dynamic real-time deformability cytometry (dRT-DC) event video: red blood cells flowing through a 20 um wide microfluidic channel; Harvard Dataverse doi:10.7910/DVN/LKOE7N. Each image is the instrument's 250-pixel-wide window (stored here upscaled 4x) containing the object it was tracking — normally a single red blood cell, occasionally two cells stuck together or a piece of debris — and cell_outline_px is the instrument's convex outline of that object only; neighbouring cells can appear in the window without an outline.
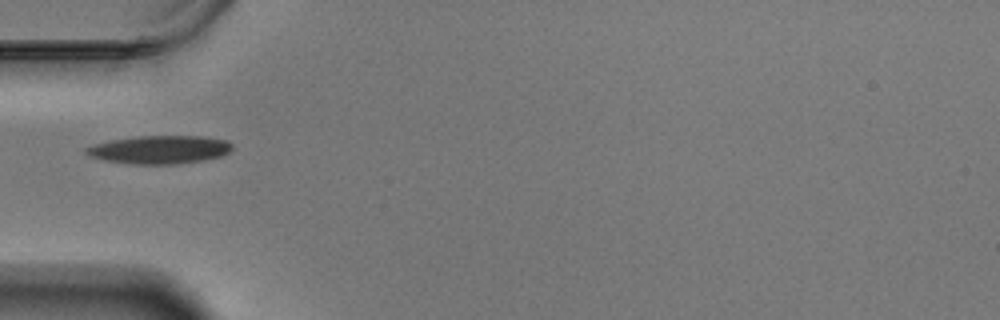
{"species": "Egyptian fruit bat (a non-hibernating species)", "species_latin": "Rousettus aegyptiacus", "temperature_condition": "warm", "stored_images_in_passage": 41, "camera_frame_rate_fps": 3000, "um_per_image_px": 0.085, "animal": {"sex": "male"}, "frame": {"image": 1, "passage_image": 1, "time_ms": 0.0, "image_size_px": [1000, 320], "cell_outline_px": [[232, 148], [228, 152], [220, 156], [200, 160], [176, 164], [132, 164], [104, 160], [88, 156], [84, 152], [84, 148], [96, 144], [112, 140], [140, 136], [204, 136], [228, 140], [232, 144]], "centroid_in_image_um": [13.56, 12.71], "position_along_channel_um": 71.4, "area_um2": 23.87}}
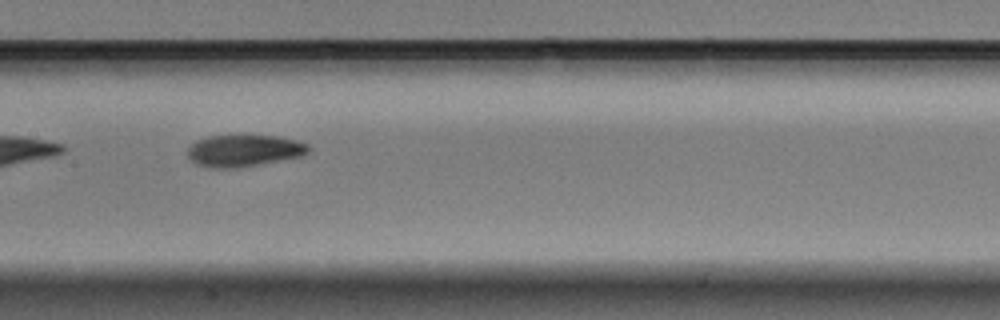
{"frame": {"image": 2, "passage_image": 11, "time_ms": 3.333, "image_size_px": [1000, 320], "cell_outline_px": [[312, 148], [308, 152], [300, 156], [240, 168], [208, 168], [196, 164], [188, 156], [188, 148], [196, 140], [208, 136], [276, 136], [296, 140], [308, 144]], "centroid_in_image_um": [20.73, 12.81], "position_along_channel_um": 186.7, "area_um2": 22.37}}
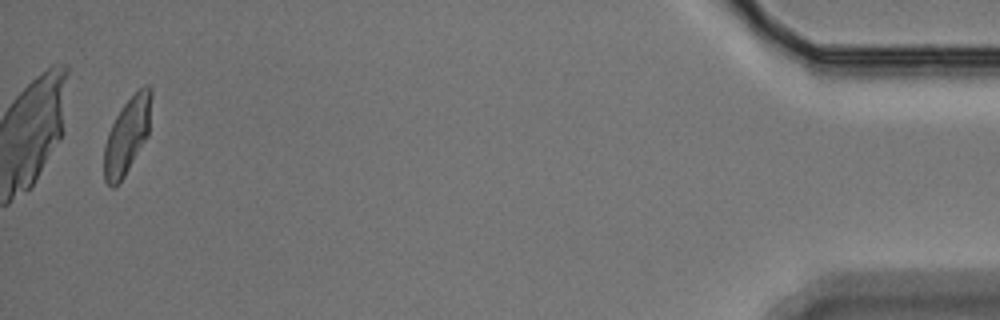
{"frame": {"image": 3, "passage_image": 39, "time_ms": 12.667, "image_size_px": [1000, 320], "cell_outline_px": [[152, 96], [148, 136], [124, 176], [112, 188], [104, 180], [104, 144], [108, 132], [116, 116], [124, 104], [144, 84], [148, 84], [152, 88]], "centroid_in_image_um": [10.81, 11.49], "position_along_channel_um": 424.4, "area_um2": 20.81}, "authors_computed_cell_mechanics": {"area_um2": 22.1952, "velocity_mm_per_s": 3.4284, "shape_relaxation_time_tau1_ms": 4.1318, "shape_relaxation_time_tau2_ms": 2.5351, "deformation_change_tau1": 0.1503, "deformation_change_tau2": 0.075}}